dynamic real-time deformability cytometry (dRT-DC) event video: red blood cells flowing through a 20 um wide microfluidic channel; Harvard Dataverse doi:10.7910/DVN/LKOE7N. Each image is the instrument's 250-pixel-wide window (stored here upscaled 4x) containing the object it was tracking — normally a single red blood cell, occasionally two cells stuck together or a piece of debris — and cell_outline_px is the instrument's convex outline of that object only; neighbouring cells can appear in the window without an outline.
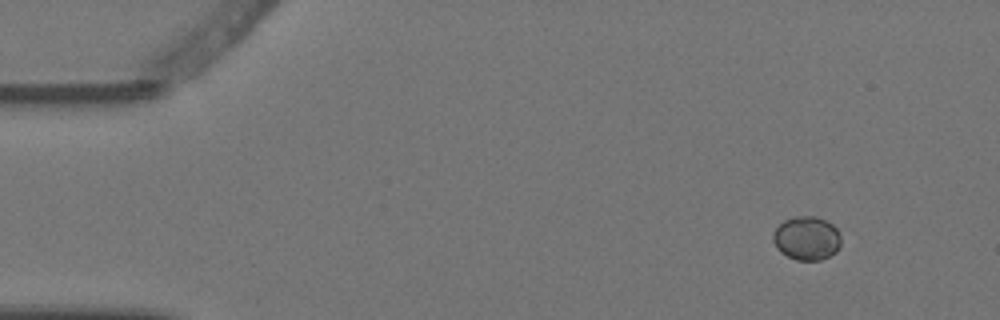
{"species": "Egyptian fruit bat (a non-hibernating species)", "species_latin": "Rousettus aegyptiacus", "temperature_condition": "warm", "stored_images_in_passage": 4, "camera_frame_rate_fps": 3000, "um_per_image_px": 0.085, "animal": {"sex": "female"}, "frame": {"image": 1, "passage_image": 1, "time_ms": 0.0, "image_size_px": [1000, 320], "cell_outline_px": [[840, 248], [836, 252], [820, 260], [796, 260], [780, 252], [776, 248], [772, 240], [772, 236], [776, 228], [784, 220], [792, 216], [816, 216], [832, 224], [840, 232]], "centroid_in_image_um": [68.56, 20.24], "position_along_channel_um": 16.4, "area_um2": 17.46}}
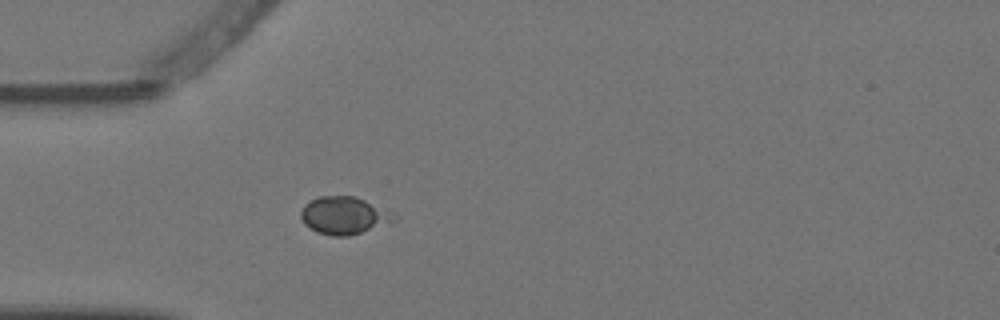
{"frame": {"image": 2, "passage_image": 4, "time_ms": 1.0, "image_size_px": [1000, 320], "cell_outline_px": [[388, 220], [360, 232], [348, 236], [332, 236], [316, 232], [304, 224], [300, 216], [300, 212], [304, 204], [320, 196], [352, 196], [364, 200], [384, 216]], "centroid_in_image_um": [28.9, 18.32], "position_along_channel_um": 56.1, "area_um2": 18.5}}